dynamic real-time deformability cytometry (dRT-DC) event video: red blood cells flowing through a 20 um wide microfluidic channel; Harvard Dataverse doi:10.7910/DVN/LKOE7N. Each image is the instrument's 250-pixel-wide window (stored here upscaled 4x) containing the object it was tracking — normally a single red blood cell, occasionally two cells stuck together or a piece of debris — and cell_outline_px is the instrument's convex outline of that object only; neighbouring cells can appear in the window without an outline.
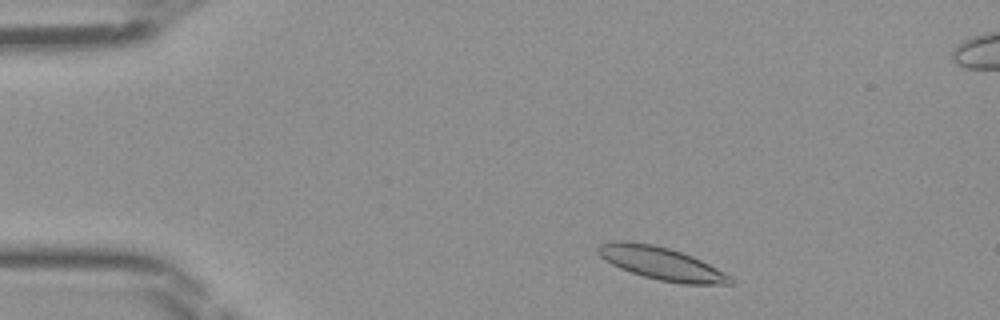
{"species": "Egyptian fruit bat (a non-hibernating species)", "species_latin": "Rousettus aegyptiacus", "temperature_condition": "room temperature", "stored_images_in_passage": 43, "segment_of_instrument_passage": [1, 2], "camera_frame_rate_fps": 3000, "um_per_image_px": 0.085, "frame": {"image": 1, "passage_image": 3, "time_ms": 0.667, "image_size_px": [1000, 320], "cell_outline_px": [[736, 280], [732, 284], [684, 284], [660, 280], [644, 276], [620, 268], [604, 260], [596, 252], [596, 248], [600, 244], [616, 240], [628, 240], [652, 244], [668, 248], [692, 256], [732, 276]], "centroid_in_image_um": [56.2, 22.38], "position_along_channel_um": 28.8, "area_um2": 25.26}}
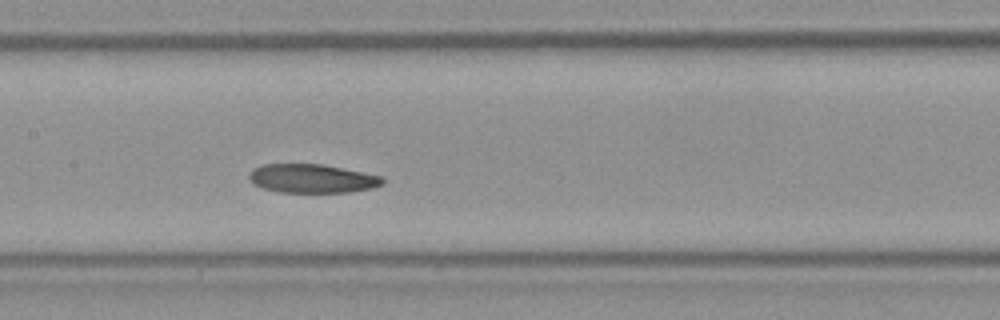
{"frame": {"image": 2, "passage_image": 18, "time_ms": 5.667, "image_size_px": [1000, 320], "cell_outline_px": [[384, 184], [372, 188], [348, 192], [280, 192], [264, 188], [252, 184], [248, 176], [252, 168], [264, 164], [324, 164], [380, 176], [384, 180]], "centroid_in_image_um": [26.49, 15.17], "position_along_channel_um": 180.9, "area_um2": 22.31}}
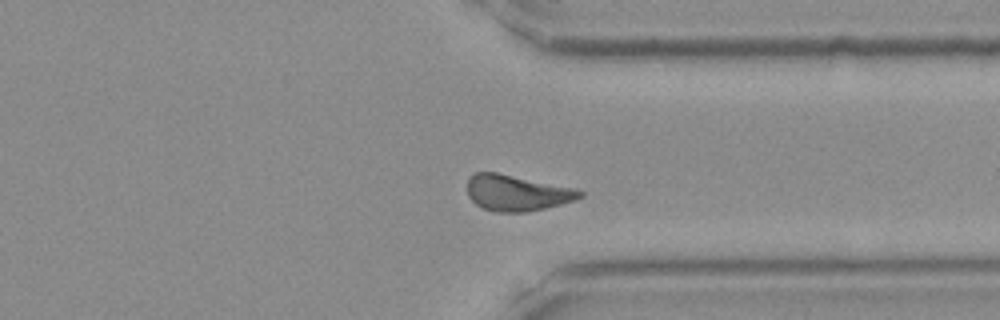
{"frame": {"image": 3, "passage_image": 31, "time_ms": 10.0, "image_size_px": [1000, 320], "cell_outline_px": [[584, 196], [576, 200], [544, 208], [524, 212], [496, 212], [484, 208], [476, 204], [468, 196], [468, 176], [476, 172], [496, 172], [572, 188], [584, 192]], "centroid_in_image_um": [43.91, 16.39], "position_along_channel_um": 367.5, "area_um2": 23.29}}